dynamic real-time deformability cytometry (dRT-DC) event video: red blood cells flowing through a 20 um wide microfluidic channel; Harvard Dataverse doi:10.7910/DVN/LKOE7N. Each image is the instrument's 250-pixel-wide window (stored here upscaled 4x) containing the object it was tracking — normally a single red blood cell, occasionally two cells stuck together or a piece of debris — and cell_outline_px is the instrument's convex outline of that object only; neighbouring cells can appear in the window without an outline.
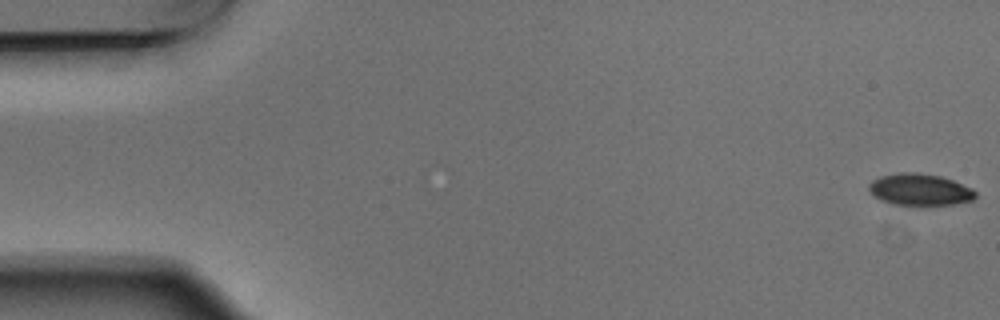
{"species": "Egyptian fruit bat (a non-hibernating species)", "species_latin": "Rousettus aegyptiacus", "temperature_condition": "warm", "stored_images_in_passage": 6, "camera_frame_rate_fps": 3000, "um_per_image_px": 0.085, "animal": {"sex": "male"}, "frame": {"image": 1, "passage_image": 1, "time_ms": 0.0, "image_size_px": [1000, 320], "cell_outline_px": [[976, 196], [972, 200], [952, 204], [924, 208], [920, 208], [892, 204], [880, 200], [868, 188], [868, 184], [872, 180], [880, 176], [904, 172], [916, 172], [940, 176], [952, 180], [972, 188], [976, 192]], "centroid_in_image_um": [78.19, 16.16], "position_along_channel_um": 6.8, "area_um2": 20.29}}